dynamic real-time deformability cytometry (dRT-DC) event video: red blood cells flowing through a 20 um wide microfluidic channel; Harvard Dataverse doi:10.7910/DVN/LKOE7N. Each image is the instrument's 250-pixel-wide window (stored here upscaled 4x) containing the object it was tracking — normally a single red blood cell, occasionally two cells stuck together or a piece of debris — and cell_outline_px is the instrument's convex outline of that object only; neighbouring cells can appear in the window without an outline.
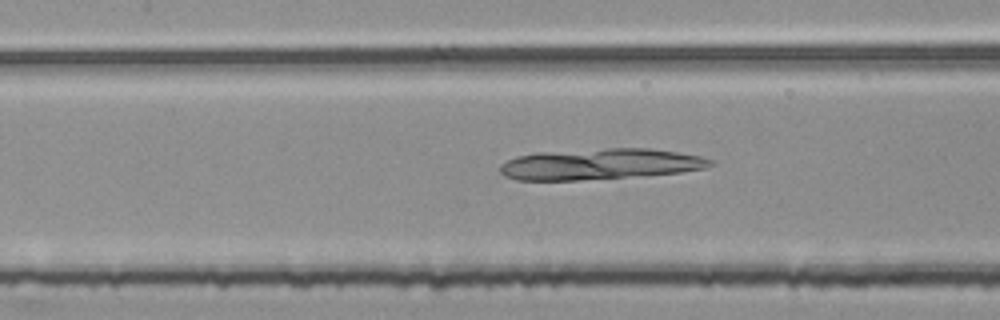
{"species": "common noctule bat (a hibernating species)", "species_latin": "Nyctalus noctula", "temperature_condition": "room temperature", "stored_images_in_passage": 53, "camera_frame_rate_fps": 3000, "um_per_image_px": 0.085, "animal": {"sex": "female", "body_mass_g": 25.1}, "frame": {"image": 1, "passage_image": 24, "time_ms": 7.667, "image_size_px": [1000, 320], "cell_outline_px": [[712, 164], [704, 168], [680, 172], [580, 180], [516, 180], [504, 176], [500, 172], [500, 164], [516, 156], [536, 152], [608, 148], [648, 148], [676, 152], [700, 156], [712, 160]], "centroid_in_image_um": [50.93, 13.94], "position_along_channel_um": 156.5, "area_um2": 37.63}}
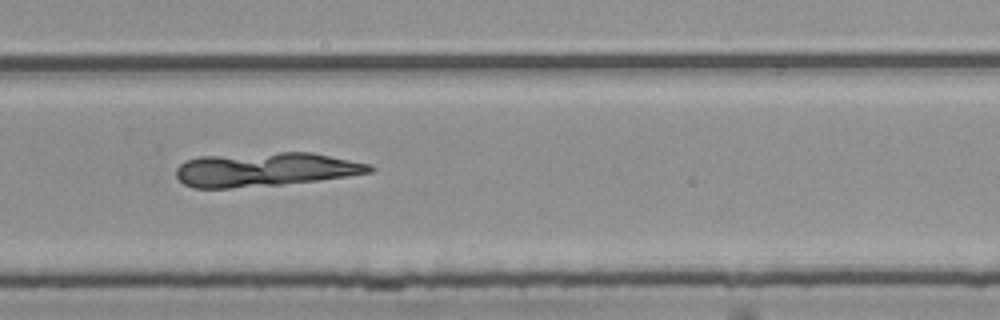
{"frame": {"image": 2, "passage_image": 36, "time_ms": 11.667, "image_size_px": [1000, 320], "cell_outline_px": [[376, 168], [372, 172], [348, 176], [320, 180], [280, 184], [228, 188], [192, 188], [184, 184], [176, 176], [176, 168], [184, 160], [200, 156], [280, 152], [312, 152], [372, 164]], "centroid_in_image_um": [22.55, 14.39], "position_along_channel_um": 307.2, "area_um2": 38.44}}
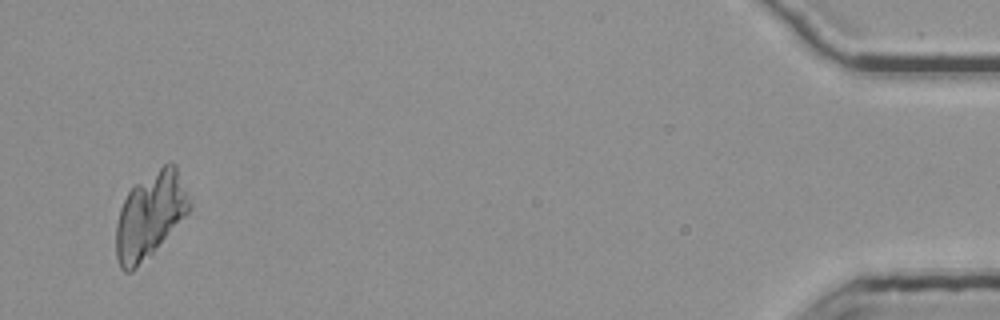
{"frame": {"image": 3, "passage_image": 52, "time_ms": 17.0, "image_size_px": [1000, 320], "cell_outline_px": [[192, 208], [152, 256], [132, 272], [124, 272], [120, 268], [116, 256], [116, 224], [120, 208], [128, 192], [136, 184], [168, 160], [172, 160], [176, 164], [192, 200]], "centroid_in_image_um": [12.79, 18.3], "position_along_channel_um": 422.4, "area_um2": 37.51}}